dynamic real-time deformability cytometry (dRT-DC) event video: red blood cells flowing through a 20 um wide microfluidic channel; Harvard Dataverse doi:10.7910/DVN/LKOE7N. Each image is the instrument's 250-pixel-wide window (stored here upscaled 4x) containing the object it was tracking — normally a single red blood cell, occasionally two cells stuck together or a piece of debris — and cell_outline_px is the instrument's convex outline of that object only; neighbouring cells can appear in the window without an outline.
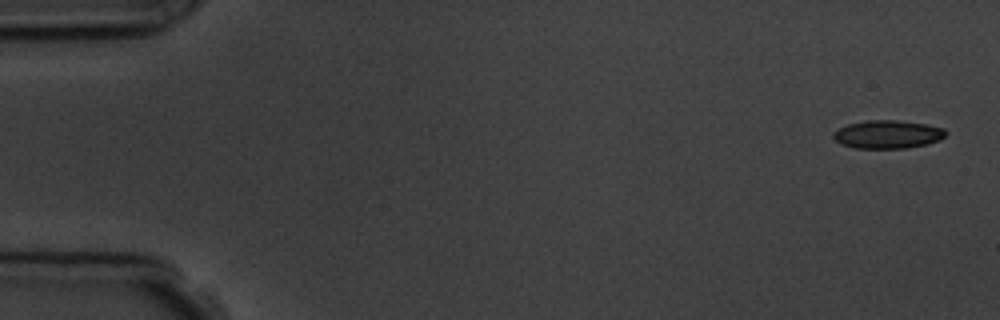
{"species": "common noctule bat (a hibernating species)", "species_latin": "Nyctalus noctula", "temperature_condition": "room temperature", "stored_images_in_passage": 3, "camera_frame_rate_fps": 3000, "um_per_image_px": 0.085, "animal": {"sex": "male", "body_mass_g": 19.5, "forearm_length_mm": 54.6}, "frame": {"image": 1, "passage_image": 1, "time_ms": 0.0, "image_size_px": [1000, 320], "cell_outline_px": [[948, 132], [940, 140], [928, 144], [908, 148], [856, 148], [840, 144], [832, 136], [832, 132], [848, 124], [864, 120], [896, 120], [928, 124], [944, 128]], "centroid_in_image_um": [75.47, 11.42], "position_along_channel_um": 9.5, "area_um2": 18.67}}